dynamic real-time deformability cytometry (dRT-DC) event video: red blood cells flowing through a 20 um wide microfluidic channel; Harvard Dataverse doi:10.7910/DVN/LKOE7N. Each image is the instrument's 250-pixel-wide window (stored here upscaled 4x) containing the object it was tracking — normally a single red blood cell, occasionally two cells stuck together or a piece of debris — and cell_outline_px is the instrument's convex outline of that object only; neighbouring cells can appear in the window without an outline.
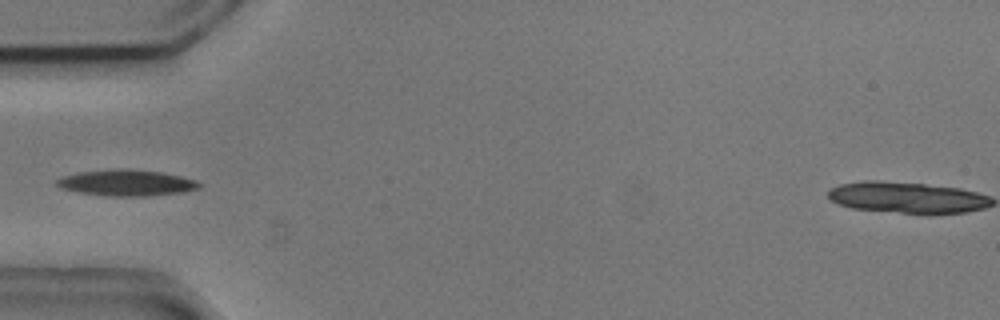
{"species": "common noctule bat (a hibernating species)", "species_latin": "Nyctalus noctula", "temperature_condition": "cold", "stored_images_in_passage": 38, "camera_frame_rate_fps": 3000, "um_per_image_px": 0.085, "animal": {"sex": "male", "body_mass_g": 20.5, "forearm_length_mm": 52.5}, "frame": {"image": 1, "passage_image": 1, "time_ms": 0.0, "image_size_px": [1000, 320], "cell_outline_px": [[204, 184], [200, 188], [180, 192], [144, 196], [108, 196], [80, 192], [60, 188], [56, 184], [56, 180], [60, 176], [80, 172], [116, 168], [128, 168], [160, 172], [180, 176], [196, 180]], "centroid_in_image_um": [10.74, 15.53], "position_along_channel_um": 74.3, "area_um2": 21.73}}
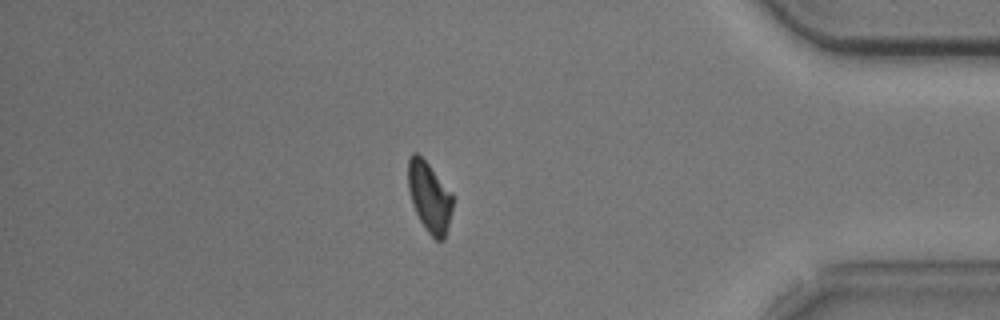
{"frame": {"image": 2, "passage_image": 30, "time_ms": 9.667, "image_size_px": [1000, 320], "cell_outline_px": [[452, 208], [444, 240], [436, 240], [428, 232], [420, 220], [412, 204], [408, 188], [408, 160], [412, 152], [416, 152], [428, 164], [452, 192]], "centroid_in_image_um": [36.49, 16.73], "position_along_channel_um": 398.7, "area_um2": 17.98}}
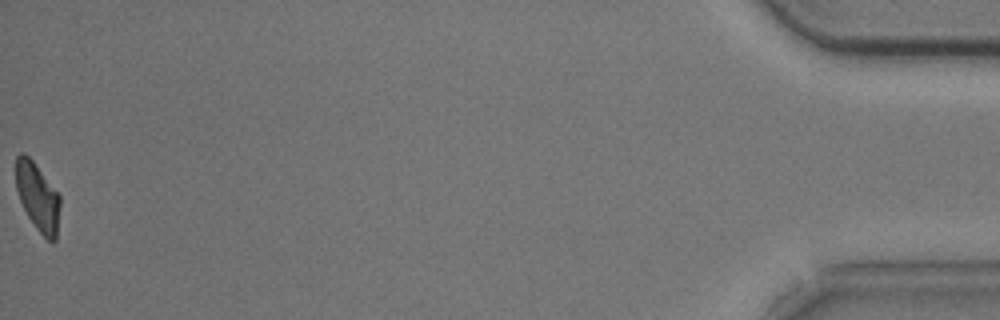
{"frame": {"image": 3, "passage_image": 38, "time_ms": 12.333, "image_size_px": [1000, 320], "cell_outline_px": [[60, 204], [56, 240], [48, 240], [36, 228], [28, 216], [20, 200], [16, 188], [16, 156], [20, 152], [24, 152], [32, 160], [60, 196]], "centroid_in_image_um": [3.19, 16.72], "position_along_channel_um": 432.0, "area_um2": 17.17}}